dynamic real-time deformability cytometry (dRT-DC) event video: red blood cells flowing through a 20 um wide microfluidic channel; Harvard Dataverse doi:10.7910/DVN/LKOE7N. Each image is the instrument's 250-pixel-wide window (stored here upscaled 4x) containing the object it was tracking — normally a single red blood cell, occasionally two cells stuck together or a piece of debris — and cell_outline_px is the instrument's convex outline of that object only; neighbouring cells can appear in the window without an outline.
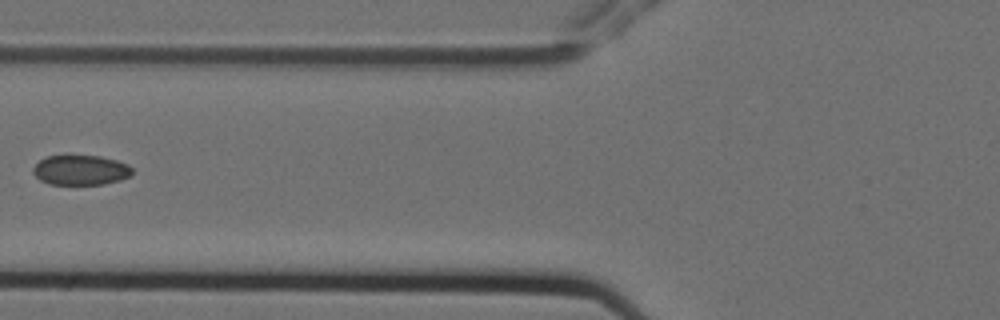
{"species": "Egyptian fruit bat (a non-hibernating species)", "species_latin": "Rousettus aegyptiacus", "temperature_condition": "cold", "stored_images_in_passage": 9, "camera_frame_rate_fps": 3000, "um_per_image_px": 0.085, "animal": {"sex": "female"}, "frame": {"image": 1, "passage_image": 6, "time_ms": 1.667, "image_size_px": [1000, 320], "cell_outline_px": [[132, 176], [120, 180], [104, 184], [48, 184], [40, 180], [32, 172], [32, 168], [40, 160], [48, 156], [64, 152], [68, 152], [100, 156], [116, 160], [128, 164], [132, 168]], "centroid_in_image_um": [6.83, 14.4], "position_along_channel_um": 119.0, "area_um2": 18.09}}
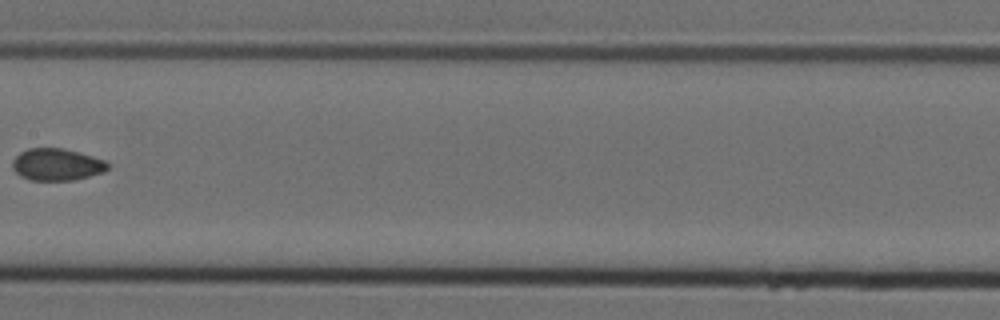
{"frame": {"image": 2, "passage_image": 8, "time_ms": 2.333, "image_size_px": [1000, 320], "cell_outline_px": [[108, 168], [104, 172], [72, 180], [28, 180], [20, 176], [12, 168], [12, 160], [20, 152], [28, 148], [64, 148], [92, 156], [104, 160], [108, 164]], "centroid_in_image_um": [4.79, 13.98], "position_along_channel_um": 202.6, "area_um2": 17.74}}
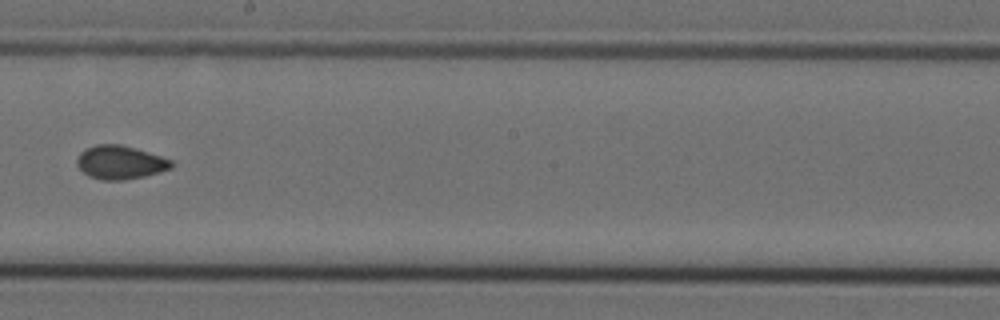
{"frame": {"image": 3, "passage_image": 9, "time_ms": 2.667, "image_size_px": [1000, 320], "cell_outline_px": [[172, 168], [160, 172], [144, 176], [124, 180], [100, 180], [88, 176], [76, 164], [76, 160], [80, 152], [84, 148], [96, 144], [120, 144], [148, 152], [172, 160]], "centroid_in_image_um": [10.18, 13.8], "position_along_channel_um": 238.0, "area_um2": 18.5}}